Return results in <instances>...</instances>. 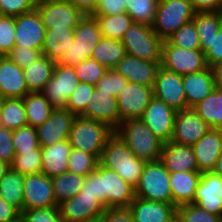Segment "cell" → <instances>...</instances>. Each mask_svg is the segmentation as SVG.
Segmentation results:
<instances>
[{
	"label": "cell",
	"mask_w": 222,
	"mask_h": 222,
	"mask_svg": "<svg viewBox=\"0 0 222 222\" xmlns=\"http://www.w3.org/2000/svg\"><path fill=\"white\" fill-rule=\"evenodd\" d=\"M153 97V87L127 82L117 96L120 124L126 120L140 119Z\"/></svg>",
	"instance_id": "12"
},
{
	"label": "cell",
	"mask_w": 222,
	"mask_h": 222,
	"mask_svg": "<svg viewBox=\"0 0 222 222\" xmlns=\"http://www.w3.org/2000/svg\"><path fill=\"white\" fill-rule=\"evenodd\" d=\"M126 55L125 47L120 40L101 38L91 56L107 69H113Z\"/></svg>",
	"instance_id": "35"
},
{
	"label": "cell",
	"mask_w": 222,
	"mask_h": 222,
	"mask_svg": "<svg viewBox=\"0 0 222 222\" xmlns=\"http://www.w3.org/2000/svg\"><path fill=\"white\" fill-rule=\"evenodd\" d=\"M74 29L75 27L45 29L42 55L58 62L65 50H68L70 45L74 43Z\"/></svg>",
	"instance_id": "30"
},
{
	"label": "cell",
	"mask_w": 222,
	"mask_h": 222,
	"mask_svg": "<svg viewBox=\"0 0 222 222\" xmlns=\"http://www.w3.org/2000/svg\"><path fill=\"white\" fill-rule=\"evenodd\" d=\"M200 47L208 67L222 61V26L211 39H200Z\"/></svg>",
	"instance_id": "50"
},
{
	"label": "cell",
	"mask_w": 222,
	"mask_h": 222,
	"mask_svg": "<svg viewBox=\"0 0 222 222\" xmlns=\"http://www.w3.org/2000/svg\"><path fill=\"white\" fill-rule=\"evenodd\" d=\"M26 109L27 125L37 128L50 116L54 107L41 92H29L23 98Z\"/></svg>",
	"instance_id": "33"
},
{
	"label": "cell",
	"mask_w": 222,
	"mask_h": 222,
	"mask_svg": "<svg viewBox=\"0 0 222 222\" xmlns=\"http://www.w3.org/2000/svg\"><path fill=\"white\" fill-rule=\"evenodd\" d=\"M25 175L11 168L0 180V198L14 206L20 213L23 211V184Z\"/></svg>",
	"instance_id": "34"
},
{
	"label": "cell",
	"mask_w": 222,
	"mask_h": 222,
	"mask_svg": "<svg viewBox=\"0 0 222 222\" xmlns=\"http://www.w3.org/2000/svg\"><path fill=\"white\" fill-rule=\"evenodd\" d=\"M200 173L214 170L222 154V130L210 129L199 141L191 146Z\"/></svg>",
	"instance_id": "23"
},
{
	"label": "cell",
	"mask_w": 222,
	"mask_h": 222,
	"mask_svg": "<svg viewBox=\"0 0 222 222\" xmlns=\"http://www.w3.org/2000/svg\"><path fill=\"white\" fill-rule=\"evenodd\" d=\"M135 197L173 204L170 172L160 160L147 162L135 187Z\"/></svg>",
	"instance_id": "7"
},
{
	"label": "cell",
	"mask_w": 222,
	"mask_h": 222,
	"mask_svg": "<svg viewBox=\"0 0 222 222\" xmlns=\"http://www.w3.org/2000/svg\"><path fill=\"white\" fill-rule=\"evenodd\" d=\"M98 197L109 208L129 207L135 198V188L115 171L98 163L95 171L85 177L81 191Z\"/></svg>",
	"instance_id": "1"
},
{
	"label": "cell",
	"mask_w": 222,
	"mask_h": 222,
	"mask_svg": "<svg viewBox=\"0 0 222 222\" xmlns=\"http://www.w3.org/2000/svg\"><path fill=\"white\" fill-rule=\"evenodd\" d=\"M13 130L0 126V160L12 164L16 150L12 143Z\"/></svg>",
	"instance_id": "54"
},
{
	"label": "cell",
	"mask_w": 222,
	"mask_h": 222,
	"mask_svg": "<svg viewBox=\"0 0 222 222\" xmlns=\"http://www.w3.org/2000/svg\"><path fill=\"white\" fill-rule=\"evenodd\" d=\"M79 82L74 67L56 62L53 75L41 93L54 108H66L67 100Z\"/></svg>",
	"instance_id": "11"
},
{
	"label": "cell",
	"mask_w": 222,
	"mask_h": 222,
	"mask_svg": "<svg viewBox=\"0 0 222 222\" xmlns=\"http://www.w3.org/2000/svg\"><path fill=\"white\" fill-rule=\"evenodd\" d=\"M124 0H98L92 15H115L126 12Z\"/></svg>",
	"instance_id": "55"
},
{
	"label": "cell",
	"mask_w": 222,
	"mask_h": 222,
	"mask_svg": "<svg viewBox=\"0 0 222 222\" xmlns=\"http://www.w3.org/2000/svg\"><path fill=\"white\" fill-rule=\"evenodd\" d=\"M72 146L68 140L57 142L52 146H41L42 173L49 178L68 171V157Z\"/></svg>",
	"instance_id": "28"
},
{
	"label": "cell",
	"mask_w": 222,
	"mask_h": 222,
	"mask_svg": "<svg viewBox=\"0 0 222 222\" xmlns=\"http://www.w3.org/2000/svg\"><path fill=\"white\" fill-rule=\"evenodd\" d=\"M102 38L96 17L84 15L74 29V43L65 50L57 62L64 66L74 67L79 62L91 58L94 48Z\"/></svg>",
	"instance_id": "5"
},
{
	"label": "cell",
	"mask_w": 222,
	"mask_h": 222,
	"mask_svg": "<svg viewBox=\"0 0 222 222\" xmlns=\"http://www.w3.org/2000/svg\"><path fill=\"white\" fill-rule=\"evenodd\" d=\"M115 133L142 161L151 162L160 159L163 142L140 119L123 121Z\"/></svg>",
	"instance_id": "4"
},
{
	"label": "cell",
	"mask_w": 222,
	"mask_h": 222,
	"mask_svg": "<svg viewBox=\"0 0 222 222\" xmlns=\"http://www.w3.org/2000/svg\"><path fill=\"white\" fill-rule=\"evenodd\" d=\"M15 46V17L0 15V56H7Z\"/></svg>",
	"instance_id": "49"
},
{
	"label": "cell",
	"mask_w": 222,
	"mask_h": 222,
	"mask_svg": "<svg viewBox=\"0 0 222 222\" xmlns=\"http://www.w3.org/2000/svg\"><path fill=\"white\" fill-rule=\"evenodd\" d=\"M171 222H181V221L177 218V216H175V218Z\"/></svg>",
	"instance_id": "65"
},
{
	"label": "cell",
	"mask_w": 222,
	"mask_h": 222,
	"mask_svg": "<svg viewBox=\"0 0 222 222\" xmlns=\"http://www.w3.org/2000/svg\"><path fill=\"white\" fill-rule=\"evenodd\" d=\"M12 143L16 151H33L40 147L37 130L32 126H23L13 130Z\"/></svg>",
	"instance_id": "46"
},
{
	"label": "cell",
	"mask_w": 222,
	"mask_h": 222,
	"mask_svg": "<svg viewBox=\"0 0 222 222\" xmlns=\"http://www.w3.org/2000/svg\"><path fill=\"white\" fill-rule=\"evenodd\" d=\"M36 10L45 29L76 27L84 16L69 0H37Z\"/></svg>",
	"instance_id": "10"
},
{
	"label": "cell",
	"mask_w": 222,
	"mask_h": 222,
	"mask_svg": "<svg viewBox=\"0 0 222 222\" xmlns=\"http://www.w3.org/2000/svg\"><path fill=\"white\" fill-rule=\"evenodd\" d=\"M8 222H24V220L22 219V216L20 215L17 219L11 220V221H8Z\"/></svg>",
	"instance_id": "64"
},
{
	"label": "cell",
	"mask_w": 222,
	"mask_h": 222,
	"mask_svg": "<svg viewBox=\"0 0 222 222\" xmlns=\"http://www.w3.org/2000/svg\"><path fill=\"white\" fill-rule=\"evenodd\" d=\"M126 78L114 69H107L104 76L95 85L96 93H109L115 97L127 84Z\"/></svg>",
	"instance_id": "47"
},
{
	"label": "cell",
	"mask_w": 222,
	"mask_h": 222,
	"mask_svg": "<svg viewBox=\"0 0 222 222\" xmlns=\"http://www.w3.org/2000/svg\"><path fill=\"white\" fill-rule=\"evenodd\" d=\"M195 11L189 0H158L154 32L164 41L181 26L194 18Z\"/></svg>",
	"instance_id": "8"
},
{
	"label": "cell",
	"mask_w": 222,
	"mask_h": 222,
	"mask_svg": "<svg viewBox=\"0 0 222 222\" xmlns=\"http://www.w3.org/2000/svg\"><path fill=\"white\" fill-rule=\"evenodd\" d=\"M176 216L181 222H218L219 217L192 203L176 207Z\"/></svg>",
	"instance_id": "48"
},
{
	"label": "cell",
	"mask_w": 222,
	"mask_h": 222,
	"mask_svg": "<svg viewBox=\"0 0 222 222\" xmlns=\"http://www.w3.org/2000/svg\"><path fill=\"white\" fill-rule=\"evenodd\" d=\"M44 37L45 27L36 9L15 17V46L42 50Z\"/></svg>",
	"instance_id": "20"
},
{
	"label": "cell",
	"mask_w": 222,
	"mask_h": 222,
	"mask_svg": "<svg viewBox=\"0 0 222 222\" xmlns=\"http://www.w3.org/2000/svg\"><path fill=\"white\" fill-rule=\"evenodd\" d=\"M115 133L108 124L76 115L69 132L72 148L94 155L98 160L108 139Z\"/></svg>",
	"instance_id": "3"
},
{
	"label": "cell",
	"mask_w": 222,
	"mask_h": 222,
	"mask_svg": "<svg viewBox=\"0 0 222 222\" xmlns=\"http://www.w3.org/2000/svg\"><path fill=\"white\" fill-rule=\"evenodd\" d=\"M61 218L65 222L97 221L105 212V204L94 195L79 192L58 205Z\"/></svg>",
	"instance_id": "13"
},
{
	"label": "cell",
	"mask_w": 222,
	"mask_h": 222,
	"mask_svg": "<svg viewBox=\"0 0 222 222\" xmlns=\"http://www.w3.org/2000/svg\"><path fill=\"white\" fill-rule=\"evenodd\" d=\"M133 222H171L176 216V206L164 202L135 197L130 203Z\"/></svg>",
	"instance_id": "25"
},
{
	"label": "cell",
	"mask_w": 222,
	"mask_h": 222,
	"mask_svg": "<svg viewBox=\"0 0 222 222\" xmlns=\"http://www.w3.org/2000/svg\"><path fill=\"white\" fill-rule=\"evenodd\" d=\"M210 129V126L197 115L193 108L177 111L171 141L181 145L192 146Z\"/></svg>",
	"instance_id": "17"
},
{
	"label": "cell",
	"mask_w": 222,
	"mask_h": 222,
	"mask_svg": "<svg viewBox=\"0 0 222 222\" xmlns=\"http://www.w3.org/2000/svg\"><path fill=\"white\" fill-rule=\"evenodd\" d=\"M96 17L101 35L103 38L108 39H122L124 33L134 23L132 18L126 13L115 15H92Z\"/></svg>",
	"instance_id": "37"
},
{
	"label": "cell",
	"mask_w": 222,
	"mask_h": 222,
	"mask_svg": "<svg viewBox=\"0 0 222 222\" xmlns=\"http://www.w3.org/2000/svg\"><path fill=\"white\" fill-rule=\"evenodd\" d=\"M20 68H25L42 56V50L14 46L7 55Z\"/></svg>",
	"instance_id": "53"
},
{
	"label": "cell",
	"mask_w": 222,
	"mask_h": 222,
	"mask_svg": "<svg viewBox=\"0 0 222 222\" xmlns=\"http://www.w3.org/2000/svg\"><path fill=\"white\" fill-rule=\"evenodd\" d=\"M200 172H170V186L173 204L178 207L193 203L195 190L199 183Z\"/></svg>",
	"instance_id": "29"
},
{
	"label": "cell",
	"mask_w": 222,
	"mask_h": 222,
	"mask_svg": "<svg viewBox=\"0 0 222 222\" xmlns=\"http://www.w3.org/2000/svg\"><path fill=\"white\" fill-rule=\"evenodd\" d=\"M10 167L23 175L42 173L41 146L33 151H16Z\"/></svg>",
	"instance_id": "40"
},
{
	"label": "cell",
	"mask_w": 222,
	"mask_h": 222,
	"mask_svg": "<svg viewBox=\"0 0 222 222\" xmlns=\"http://www.w3.org/2000/svg\"><path fill=\"white\" fill-rule=\"evenodd\" d=\"M10 168V164L0 160V180Z\"/></svg>",
	"instance_id": "62"
},
{
	"label": "cell",
	"mask_w": 222,
	"mask_h": 222,
	"mask_svg": "<svg viewBox=\"0 0 222 222\" xmlns=\"http://www.w3.org/2000/svg\"><path fill=\"white\" fill-rule=\"evenodd\" d=\"M80 115L104 122L114 130L120 126L117 97L109 93H96L94 91L86 109Z\"/></svg>",
	"instance_id": "22"
},
{
	"label": "cell",
	"mask_w": 222,
	"mask_h": 222,
	"mask_svg": "<svg viewBox=\"0 0 222 222\" xmlns=\"http://www.w3.org/2000/svg\"><path fill=\"white\" fill-rule=\"evenodd\" d=\"M99 160L92 154L72 148L68 157V171L86 177L95 171Z\"/></svg>",
	"instance_id": "43"
},
{
	"label": "cell",
	"mask_w": 222,
	"mask_h": 222,
	"mask_svg": "<svg viewBox=\"0 0 222 222\" xmlns=\"http://www.w3.org/2000/svg\"><path fill=\"white\" fill-rule=\"evenodd\" d=\"M80 82L96 85L104 76L107 68L98 63L95 59L88 58L74 66Z\"/></svg>",
	"instance_id": "44"
},
{
	"label": "cell",
	"mask_w": 222,
	"mask_h": 222,
	"mask_svg": "<svg viewBox=\"0 0 222 222\" xmlns=\"http://www.w3.org/2000/svg\"><path fill=\"white\" fill-rule=\"evenodd\" d=\"M161 62H151L126 54L113 68L128 82L153 87Z\"/></svg>",
	"instance_id": "21"
},
{
	"label": "cell",
	"mask_w": 222,
	"mask_h": 222,
	"mask_svg": "<svg viewBox=\"0 0 222 222\" xmlns=\"http://www.w3.org/2000/svg\"><path fill=\"white\" fill-rule=\"evenodd\" d=\"M21 213L11 204L0 198V222H8L17 219Z\"/></svg>",
	"instance_id": "58"
},
{
	"label": "cell",
	"mask_w": 222,
	"mask_h": 222,
	"mask_svg": "<svg viewBox=\"0 0 222 222\" xmlns=\"http://www.w3.org/2000/svg\"><path fill=\"white\" fill-rule=\"evenodd\" d=\"M21 216L24 222H65L58 207L23 210Z\"/></svg>",
	"instance_id": "51"
},
{
	"label": "cell",
	"mask_w": 222,
	"mask_h": 222,
	"mask_svg": "<svg viewBox=\"0 0 222 222\" xmlns=\"http://www.w3.org/2000/svg\"><path fill=\"white\" fill-rule=\"evenodd\" d=\"M193 110L211 129L222 130V90L215 88Z\"/></svg>",
	"instance_id": "32"
},
{
	"label": "cell",
	"mask_w": 222,
	"mask_h": 222,
	"mask_svg": "<svg viewBox=\"0 0 222 222\" xmlns=\"http://www.w3.org/2000/svg\"><path fill=\"white\" fill-rule=\"evenodd\" d=\"M216 89L222 90V61L217 62L211 67Z\"/></svg>",
	"instance_id": "60"
},
{
	"label": "cell",
	"mask_w": 222,
	"mask_h": 222,
	"mask_svg": "<svg viewBox=\"0 0 222 222\" xmlns=\"http://www.w3.org/2000/svg\"><path fill=\"white\" fill-rule=\"evenodd\" d=\"M97 222H133L129 207L109 208L97 219Z\"/></svg>",
	"instance_id": "56"
},
{
	"label": "cell",
	"mask_w": 222,
	"mask_h": 222,
	"mask_svg": "<svg viewBox=\"0 0 222 222\" xmlns=\"http://www.w3.org/2000/svg\"><path fill=\"white\" fill-rule=\"evenodd\" d=\"M76 115L65 108H54L48 119L36 128L40 146H52L68 140Z\"/></svg>",
	"instance_id": "18"
},
{
	"label": "cell",
	"mask_w": 222,
	"mask_h": 222,
	"mask_svg": "<svg viewBox=\"0 0 222 222\" xmlns=\"http://www.w3.org/2000/svg\"><path fill=\"white\" fill-rule=\"evenodd\" d=\"M176 111L156 97L150 100L140 118L163 143L171 141Z\"/></svg>",
	"instance_id": "16"
},
{
	"label": "cell",
	"mask_w": 222,
	"mask_h": 222,
	"mask_svg": "<svg viewBox=\"0 0 222 222\" xmlns=\"http://www.w3.org/2000/svg\"><path fill=\"white\" fill-rule=\"evenodd\" d=\"M192 204L220 216L222 214V177L213 171L202 173Z\"/></svg>",
	"instance_id": "19"
},
{
	"label": "cell",
	"mask_w": 222,
	"mask_h": 222,
	"mask_svg": "<svg viewBox=\"0 0 222 222\" xmlns=\"http://www.w3.org/2000/svg\"><path fill=\"white\" fill-rule=\"evenodd\" d=\"M53 192L57 205L77 195L83 187L85 177L67 171L52 177Z\"/></svg>",
	"instance_id": "36"
},
{
	"label": "cell",
	"mask_w": 222,
	"mask_h": 222,
	"mask_svg": "<svg viewBox=\"0 0 222 222\" xmlns=\"http://www.w3.org/2000/svg\"><path fill=\"white\" fill-rule=\"evenodd\" d=\"M83 15H92L98 0H69Z\"/></svg>",
	"instance_id": "59"
},
{
	"label": "cell",
	"mask_w": 222,
	"mask_h": 222,
	"mask_svg": "<svg viewBox=\"0 0 222 222\" xmlns=\"http://www.w3.org/2000/svg\"><path fill=\"white\" fill-rule=\"evenodd\" d=\"M126 13L134 23L152 26L155 21L158 0H124Z\"/></svg>",
	"instance_id": "39"
},
{
	"label": "cell",
	"mask_w": 222,
	"mask_h": 222,
	"mask_svg": "<svg viewBox=\"0 0 222 222\" xmlns=\"http://www.w3.org/2000/svg\"><path fill=\"white\" fill-rule=\"evenodd\" d=\"M56 62L50 60L45 55L23 68L29 92H41L50 81Z\"/></svg>",
	"instance_id": "31"
},
{
	"label": "cell",
	"mask_w": 222,
	"mask_h": 222,
	"mask_svg": "<svg viewBox=\"0 0 222 222\" xmlns=\"http://www.w3.org/2000/svg\"><path fill=\"white\" fill-rule=\"evenodd\" d=\"M94 91V85L79 82L74 92L69 96L65 109L69 110L75 115H80L86 109L88 101L91 100V96Z\"/></svg>",
	"instance_id": "45"
},
{
	"label": "cell",
	"mask_w": 222,
	"mask_h": 222,
	"mask_svg": "<svg viewBox=\"0 0 222 222\" xmlns=\"http://www.w3.org/2000/svg\"><path fill=\"white\" fill-rule=\"evenodd\" d=\"M169 172H199L191 146L169 141L163 143L159 159Z\"/></svg>",
	"instance_id": "26"
},
{
	"label": "cell",
	"mask_w": 222,
	"mask_h": 222,
	"mask_svg": "<svg viewBox=\"0 0 222 222\" xmlns=\"http://www.w3.org/2000/svg\"><path fill=\"white\" fill-rule=\"evenodd\" d=\"M213 172L215 174L219 175L220 177H222V154L217 159V162H216Z\"/></svg>",
	"instance_id": "61"
},
{
	"label": "cell",
	"mask_w": 222,
	"mask_h": 222,
	"mask_svg": "<svg viewBox=\"0 0 222 222\" xmlns=\"http://www.w3.org/2000/svg\"><path fill=\"white\" fill-rule=\"evenodd\" d=\"M194 11L199 12H220L222 0H189Z\"/></svg>",
	"instance_id": "57"
},
{
	"label": "cell",
	"mask_w": 222,
	"mask_h": 222,
	"mask_svg": "<svg viewBox=\"0 0 222 222\" xmlns=\"http://www.w3.org/2000/svg\"><path fill=\"white\" fill-rule=\"evenodd\" d=\"M99 163L115 171L134 188L138 185L145 161L137 158L129 147L114 133L105 144Z\"/></svg>",
	"instance_id": "2"
},
{
	"label": "cell",
	"mask_w": 222,
	"mask_h": 222,
	"mask_svg": "<svg viewBox=\"0 0 222 222\" xmlns=\"http://www.w3.org/2000/svg\"><path fill=\"white\" fill-rule=\"evenodd\" d=\"M182 83L188 108H193L216 88L210 67L198 73L182 75Z\"/></svg>",
	"instance_id": "27"
},
{
	"label": "cell",
	"mask_w": 222,
	"mask_h": 222,
	"mask_svg": "<svg viewBox=\"0 0 222 222\" xmlns=\"http://www.w3.org/2000/svg\"><path fill=\"white\" fill-rule=\"evenodd\" d=\"M37 0H0V15L16 17L36 9Z\"/></svg>",
	"instance_id": "52"
},
{
	"label": "cell",
	"mask_w": 222,
	"mask_h": 222,
	"mask_svg": "<svg viewBox=\"0 0 222 222\" xmlns=\"http://www.w3.org/2000/svg\"><path fill=\"white\" fill-rule=\"evenodd\" d=\"M154 97L163 101L176 112L188 109L182 75L160 67L153 86Z\"/></svg>",
	"instance_id": "15"
},
{
	"label": "cell",
	"mask_w": 222,
	"mask_h": 222,
	"mask_svg": "<svg viewBox=\"0 0 222 222\" xmlns=\"http://www.w3.org/2000/svg\"><path fill=\"white\" fill-rule=\"evenodd\" d=\"M199 39H211L216 35L222 26V17L220 12H199L195 13L192 19Z\"/></svg>",
	"instance_id": "41"
},
{
	"label": "cell",
	"mask_w": 222,
	"mask_h": 222,
	"mask_svg": "<svg viewBox=\"0 0 222 222\" xmlns=\"http://www.w3.org/2000/svg\"><path fill=\"white\" fill-rule=\"evenodd\" d=\"M218 222H222V214L218 217Z\"/></svg>",
	"instance_id": "66"
},
{
	"label": "cell",
	"mask_w": 222,
	"mask_h": 222,
	"mask_svg": "<svg viewBox=\"0 0 222 222\" xmlns=\"http://www.w3.org/2000/svg\"><path fill=\"white\" fill-rule=\"evenodd\" d=\"M167 40L172 45L184 49L201 50L199 35L193 20L181 26Z\"/></svg>",
	"instance_id": "42"
},
{
	"label": "cell",
	"mask_w": 222,
	"mask_h": 222,
	"mask_svg": "<svg viewBox=\"0 0 222 222\" xmlns=\"http://www.w3.org/2000/svg\"><path fill=\"white\" fill-rule=\"evenodd\" d=\"M26 125V109L22 98H5L0 114V126L16 130Z\"/></svg>",
	"instance_id": "38"
},
{
	"label": "cell",
	"mask_w": 222,
	"mask_h": 222,
	"mask_svg": "<svg viewBox=\"0 0 222 222\" xmlns=\"http://www.w3.org/2000/svg\"><path fill=\"white\" fill-rule=\"evenodd\" d=\"M161 66L179 75L198 73L208 67L201 50L184 49L168 40L162 44Z\"/></svg>",
	"instance_id": "9"
},
{
	"label": "cell",
	"mask_w": 222,
	"mask_h": 222,
	"mask_svg": "<svg viewBox=\"0 0 222 222\" xmlns=\"http://www.w3.org/2000/svg\"><path fill=\"white\" fill-rule=\"evenodd\" d=\"M4 100H5V98L0 95V114H1V111H2Z\"/></svg>",
	"instance_id": "63"
},
{
	"label": "cell",
	"mask_w": 222,
	"mask_h": 222,
	"mask_svg": "<svg viewBox=\"0 0 222 222\" xmlns=\"http://www.w3.org/2000/svg\"><path fill=\"white\" fill-rule=\"evenodd\" d=\"M58 207L52 179L43 173L25 175L23 184V210Z\"/></svg>",
	"instance_id": "14"
},
{
	"label": "cell",
	"mask_w": 222,
	"mask_h": 222,
	"mask_svg": "<svg viewBox=\"0 0 222 222\" xmlns=\"http://www.w3.org/2000/svg\"><path fill=\"white\" fill-rule=\"evenodd\" d=\"M28 93L22 68L8 56H0V95L4 98H23Z\"/></svg>",
	"instance_id": "24"
},
{
	"label": "cell",
	"mask_w": 222,
	"mask_h": 222,
	"mask_svg": "<svg viewBox=\"0 0 222 222\" xmlns=\"http://www.w3.org/2000/svg\"><path fill=\"white\" fill-rule=\"evenodd\" d=\"M121 43L128 55L151 62H161L163 40L150 25L133 23L124 33Z\"/></svg>",
	"instance_id": "6"
}]
</instances>
